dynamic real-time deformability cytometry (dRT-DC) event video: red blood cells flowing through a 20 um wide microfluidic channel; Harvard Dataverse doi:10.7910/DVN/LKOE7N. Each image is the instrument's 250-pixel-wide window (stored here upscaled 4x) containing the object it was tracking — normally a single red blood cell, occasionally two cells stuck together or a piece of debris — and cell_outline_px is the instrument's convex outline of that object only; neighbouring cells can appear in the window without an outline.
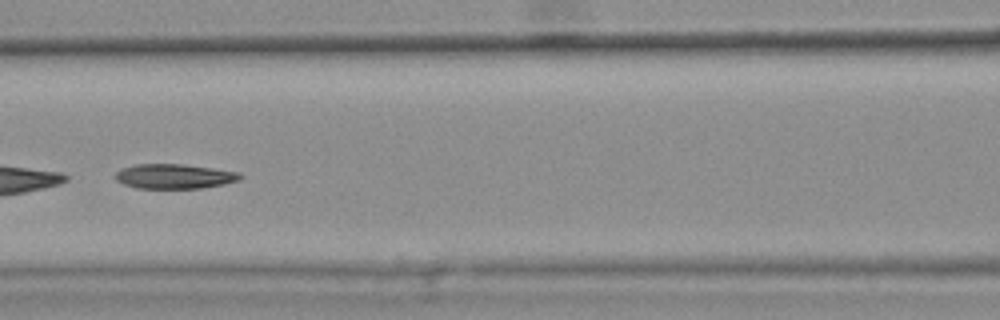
{"species": "common noctule bat (a hibernating species)", "species_latin": "Nyctalus noctula", "temperature_condition": "warm", "stored_images_in_passage": 36, "camera_frame_rate_fps": 3000, "um_per_image_px": 0.085, "animal": {"sex": "female", "body_mass_g": 25.1}, "frame": {"image": 1, "passage_image": 16, "time_ms": 5.0, "image_size_px": [1000, 320], "cell_outline_px": [[244, 176], [240, 180], [224, 184], [204, 188], [136, 188], [124, 184], [116, 180], [112, 176], [116, 172], [124, 168], [136, 164], [184, 164], [240, 172]], "centroid_in_image_um": [14.84, 14.99], "position_along_channel_um": 151.8, "area_um2": 18.09}, "authors_computed_cell_mechanics": {"area_um2": 20.2011, "velocity_mm_per_s": 3.6797, "shape_relaxation_time_tau1_ms": 3.8799, "shape_relaxation_time_tau2_ms": null, "deformation_change_tau1": 0.2084, "deformation_change_tau2": null}}